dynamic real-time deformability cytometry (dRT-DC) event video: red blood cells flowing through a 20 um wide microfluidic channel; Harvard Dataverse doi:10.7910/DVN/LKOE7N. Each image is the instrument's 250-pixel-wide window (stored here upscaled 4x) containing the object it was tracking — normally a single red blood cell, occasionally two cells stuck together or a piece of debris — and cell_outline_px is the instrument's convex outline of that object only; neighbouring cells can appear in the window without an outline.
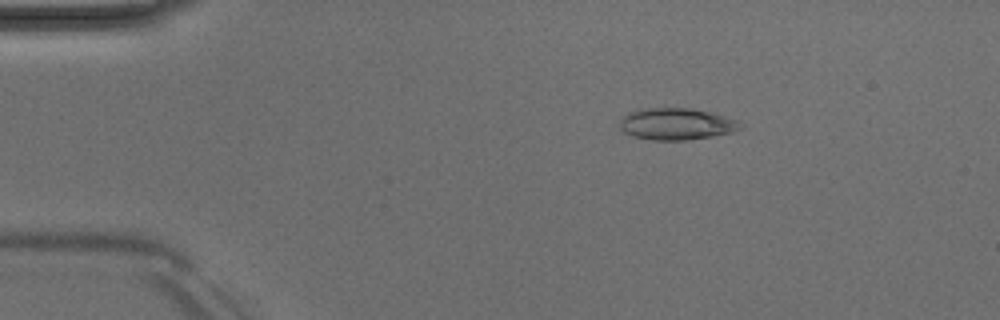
{"species": "Egyptian fruit bat (a non-hibernating species)", "species_latin": "Rousettus aegyptiacus", "temperature_condition": "room temperature", "stored_images_in_passage": 29, "camera_frame_rate_fps": 3000, "um_per_image_px": 0.085, "animal": {"sex": "male"}, "frame": {"image": 1, "passage_image": 9, "time_ms": 2.667, "image_size_px": [1000, 320], "cell_outline_px": [[744, 128], [732, 132], [712, 136], [688, 140], [652, 140], [632, 136], [624, 132], [616, 124], [628, 112], [636, 108], [692, 108], [708, 112], [736, 120], [744, 124]], "centroid_in_image_um": [57.45, 10.54], "position_along_channel_um": 27.6, "area_um2": 22.54}}
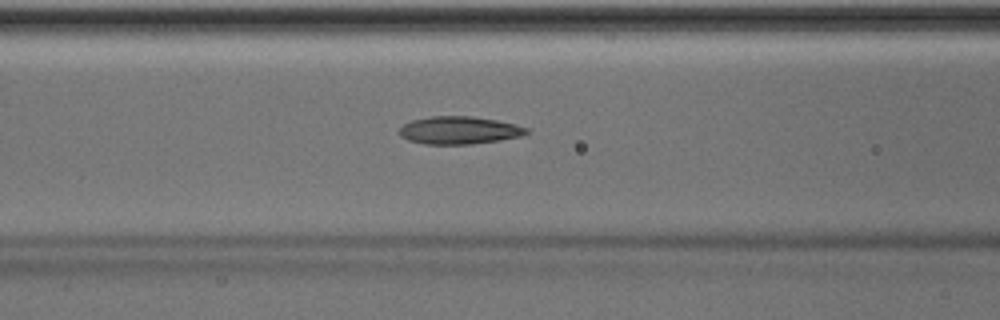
{"frame": {"image": 2, "passage_image": 21, "time_ms": 6.667, "image_size_px": [1000, 320], "cell_outline_px": [[532, 132], [520, 136], [500, 140], [472, 144], [424, 144], [408, 140], [400, 136], [400, 128], [404, 124], [412, 120], [432, 116], [472, 116], [496, 120], [528, 128]], "centroid_in_image_um": [39.03, 11.08], "position_along_channel_um": 127.6, "area_um2": 20.46}}